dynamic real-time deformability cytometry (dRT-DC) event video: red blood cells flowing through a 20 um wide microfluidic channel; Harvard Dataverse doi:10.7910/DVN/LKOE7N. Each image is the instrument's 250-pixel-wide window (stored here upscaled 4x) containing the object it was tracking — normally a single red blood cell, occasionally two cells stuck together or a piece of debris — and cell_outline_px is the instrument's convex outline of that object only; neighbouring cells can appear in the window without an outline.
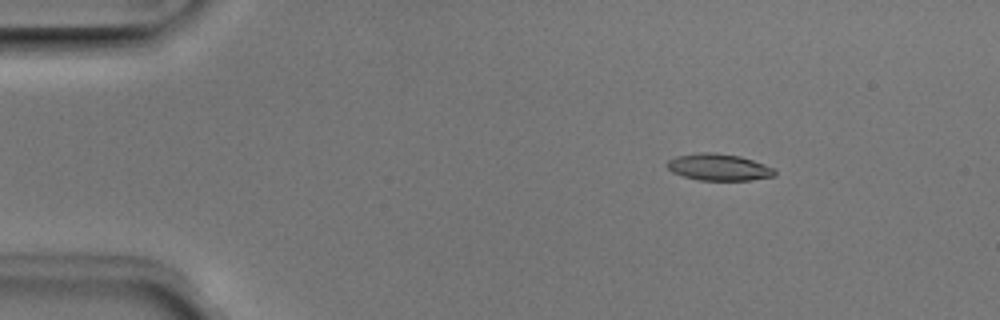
{"species": "Egyptian fruit bat (a non-hibernating species)", "species_latin": "Rousettus aegyptiacus", "temperature_condition": "room temperature", "stored_images_in_passage": 6, "camera_frame_rate_fps": 3000, "um_per_image_px": 0.085, "animal": {"sex": "male"}, "frame": {"image": 1, "passage_image": 1, "time_ms": 0.0, "image_size_px": [1000, 320], "cell_outline_px": [[776, 176], [748, 180], [700, 180], [684, 176], [672, 172], [664, 164], [668, 160], [676, 156], [700, 152], [716, 152], [740, 156], [764, 164], [772, 168], [776, 172]], "centroid_in_image_um": [61.06, 14.2], "position_along_channel_um": 23.9, "area_um2": 16.76}}
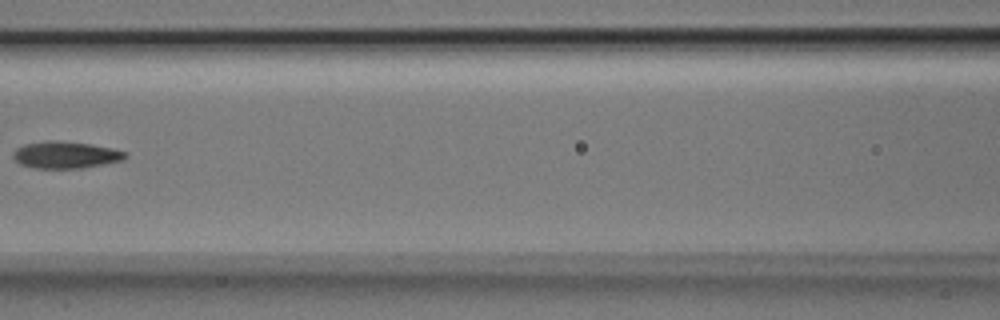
{"frame": {"image": 2, "passage_image": 5, "time_ms": 1.333, "image_size_px": [1000, 320], "cell_outline_px": [[128, 156], [124, 160], [104, 164], [80, 168], [32, 168], [20, 164], [12, 156], [12, 152], [16, 148], [24, 144], [44, 140], [60, 140], [88, 144], [112, 148], [128, 152]], "centroid_in_image_um": [5.57, 13.16], "position_along_channel_um": 161.0, "area_um2": 17.8}}
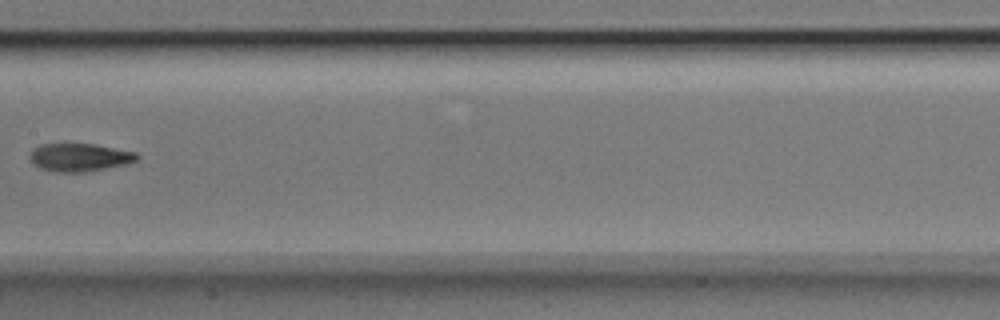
{"frame": {"image": 3, "passage_image": 6, "time_ms": 1.667, "image_size_px": [1000, 320], "cell_outline_px": [[140, 156], [136, 160], [124, 164], [84, 172], [56, 172], [40, 168], [32, 164], [28, 156], [32, 148], [40, 144], [64, 140], [96, 144], [136, 152]], "centroid_in_image_um": [6.66, 13.31], "position_along_channel_um": 200.7, "area_um2": 18.32}}